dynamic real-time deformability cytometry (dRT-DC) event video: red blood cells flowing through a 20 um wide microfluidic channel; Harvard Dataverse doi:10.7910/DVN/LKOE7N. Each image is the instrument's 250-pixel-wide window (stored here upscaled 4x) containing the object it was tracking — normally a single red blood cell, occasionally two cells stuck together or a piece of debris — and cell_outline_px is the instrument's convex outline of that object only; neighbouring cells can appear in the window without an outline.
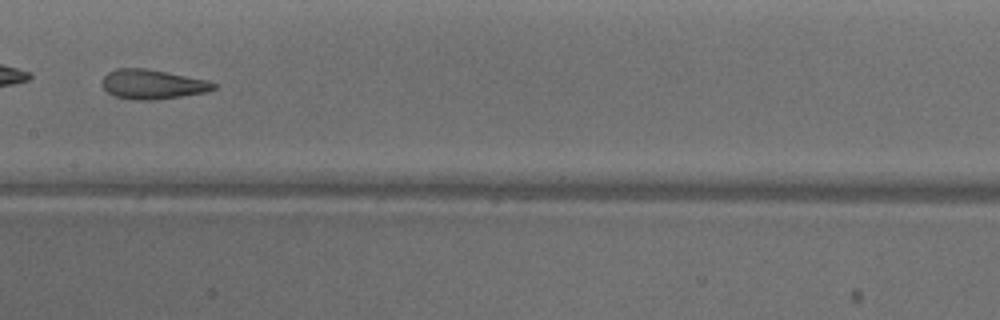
{"species": "common noctule bat (a hibernating species)", "species_latin": "Nyctalus noctula", "temperature_condition": "warm", "stored_images_in_passage": 36, "camera_frame_rate_fps": 3000, "um_per_image_px": 0.085, "animal": {"sex": "male", "body_mass_g": 18.8}, "frame": {"image": 1, "passage_image": 11, "time_ms": 3.333, "image_size_px": [1000, 320], "cell_outline_px": [[216, 88], [204, 92], [156, 100], [132, 100], [112, 96], [104, 88], [104, 76], [108, 72], [116, 68], [144, 68], [208, 80], [216, 84]], "centroid_in_image_um": [12.94, 7.17], "position_along_channel_um": 194.5, "area_um2": 19.02}, "authors_computed_cell_mechanics": {"area_um2": 19.7098, "velocity_mm_per_s": 3.931, "shape_relaxation_time_tau1_ms": null, "shape_relaxation_time_tau2_ms": 1.8537, "deformation_change_tau1": null, "deformation_change_tau2": 0.1058}}